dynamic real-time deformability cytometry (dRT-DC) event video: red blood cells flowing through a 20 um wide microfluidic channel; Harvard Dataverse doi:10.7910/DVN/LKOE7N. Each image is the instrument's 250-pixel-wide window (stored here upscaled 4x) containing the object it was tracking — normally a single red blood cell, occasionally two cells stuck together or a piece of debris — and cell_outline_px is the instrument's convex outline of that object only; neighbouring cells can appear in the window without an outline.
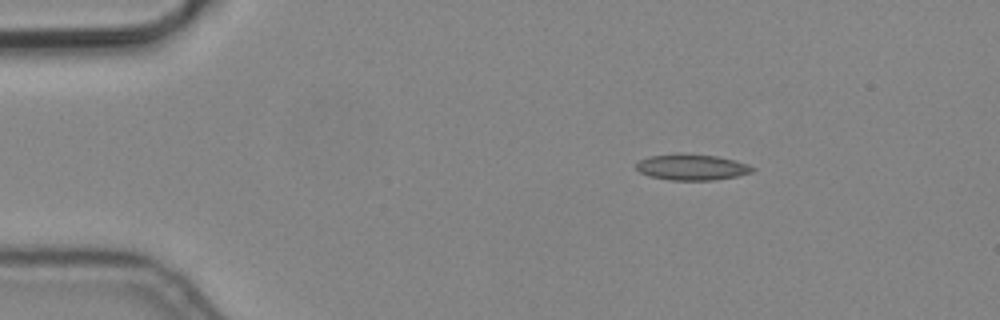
{"species": "common noctule bat (a hibernating species)", "species_latin": "Nyctalus noctula", "temperature_condition": "cold", "stored_images_in_passage": 3, "camera_frame_rate_fps": 3000, "um_per_image_px": 0.085, "animal": {"sex": "male", "body_mass_g": 19.2, "forearm_length_mm": 51.8}, "frame": {"image": 1, "passage_image": 1, "time_ms": 0.0, "image_size_px": [1000, 320], "cell_outline_px": [[756, 168], [752, 172], [736, 176], [712, 180], [672, 180], [648, 176], [640, 172], [636, 168], [636, 164], [640, 160], [648, 156], [676, 152], [680, 152], [716, 156], [748, 164]], "centroid_in_image_um": [58.76, 14.19], "position_along_channel_um": 26.2, "area_um2": 17.74}}